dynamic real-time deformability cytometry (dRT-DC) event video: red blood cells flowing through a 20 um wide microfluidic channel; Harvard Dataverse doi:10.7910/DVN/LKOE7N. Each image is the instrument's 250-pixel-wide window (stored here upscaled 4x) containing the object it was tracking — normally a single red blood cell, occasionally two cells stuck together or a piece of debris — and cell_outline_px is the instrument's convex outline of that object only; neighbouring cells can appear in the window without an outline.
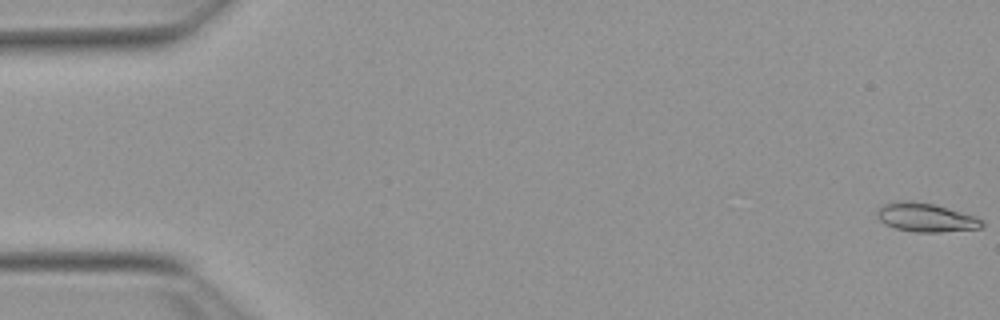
{"species": "Egyptian fruit bat (a non-hibernating species)", "species_latin": "Rousettus aegyptiacus", "temperature_condition": "warm", "stored_images_in_passage": 55, "camera_frame_rate_fps": 3000, "um_per_image_px": 0.085, "animal": {"sex": "female"}, "frame": {"image": 1, "passage_image": 1, "time_ms": 0.0, "image_size_px": [1000, 320], "cell_outline_px": [[984, 224], [980, 228], [936, 232], [920, 232], [896, 228], [884, 224], [880, 220], [876, 212], [884, 204], [896, 200], [908, 200], [932, 204], [972, 216], [980, 220]], "centroid_in_image_um": [78.62, 18.48], "position_along_channel_um": 6.4, "area_um2": 16.99}}
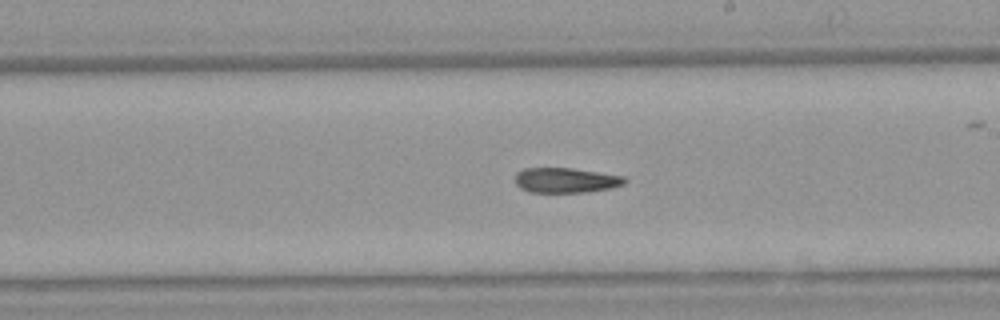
{"frame": {"image": 2, "passage_image": 31, "time_ms": 10.0, "image_size_px": [1000, 320], "cell_outline_px": [[624, 184], [608, 188], [584, 192], [528, 192], [520, 188], [516, 184], [516, 172], [524, 168], [572, 168], [624, 176]], "centroid_in_image_um": [48.03, 15.31], "position_along_channel_um": 241.0, "area_um2": 15.78}}
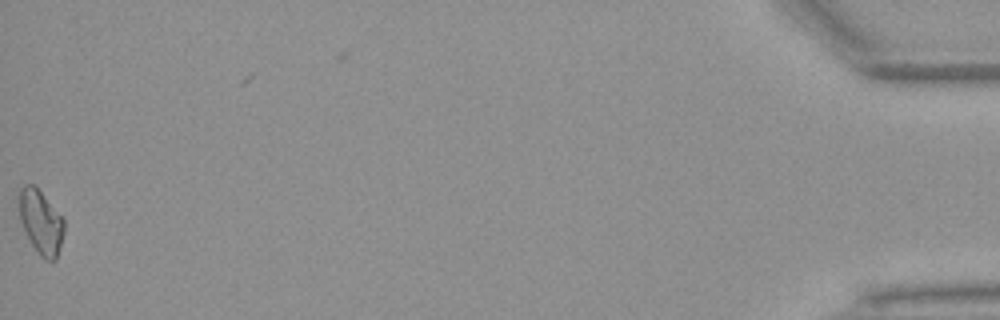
{"frame": {"image": 3, "passage_image": 54, "time_ms": 17.667, "image_size_px": [1000, 320], "cell_outline_px": [[64, 232], [56, 260], [44, 260], [40, 256], [32, 244], [20, 220], [16, 196], [20, 188], [24, 184], [32, 184], [40, 192], [64, 220]], "centroid_in_image_um": [3.43, 18.86], "position_along_channel_um": 431.8, "area_um2": 16.65}}